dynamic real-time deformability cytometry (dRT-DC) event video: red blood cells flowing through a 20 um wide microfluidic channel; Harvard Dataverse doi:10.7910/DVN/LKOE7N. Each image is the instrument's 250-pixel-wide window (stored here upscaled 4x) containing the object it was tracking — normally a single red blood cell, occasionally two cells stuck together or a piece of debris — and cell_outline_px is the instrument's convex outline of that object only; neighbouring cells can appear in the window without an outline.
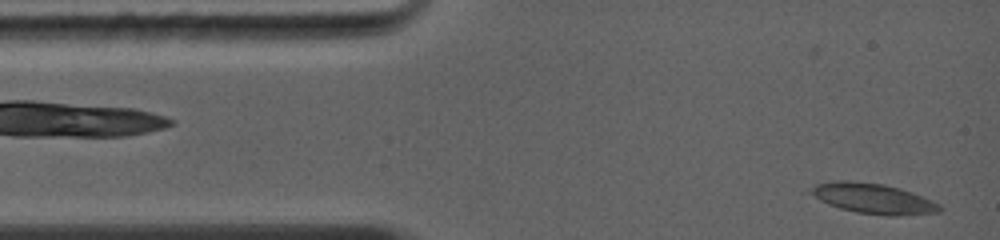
{"species": "common noctule bat (a hibernating species)", "species_latin": "Nyctalus noctula", "temperature_condition": "warm", "stored_images_in_passage": 21, "camera_frame_rate_fps": 5000, "um_per_image_px": 0.085, "animal": {"sex": "female", "body_mass_g": 19.0, "forearm_length_mm": 56.7}, "frame": {"image": 1, "passage_image": 1, "time_ms": 0.0, "image_size_px": [1000, 240], "cell_outline_px": [[944, 208], [940, 212], [892, 216], [856, 212], [840, 208], [828, 204], [804, 192], [816, 184], [832, 180], [848, 180], [884, 184], [900, 188], [912, 192], [932, 200], [940, 204]], "centroid_in_image_um": [74.18, 16.86], "position_along_channel_um": 10.8, "area_um2": 23.0}}
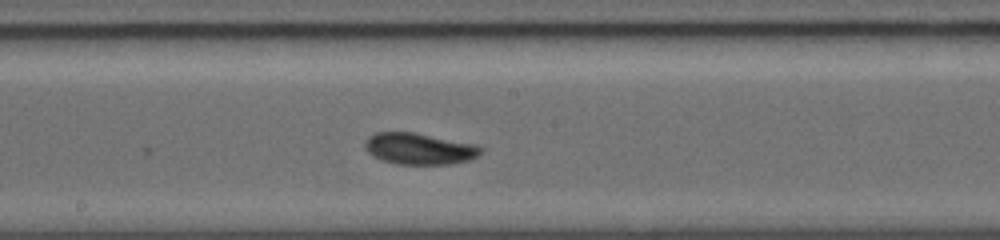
{"frame": {"image": 2, "passage_image": 12, "time_ms": 6.0, "image_size_px": [1000, 240], "cell_outline_px": [[484, 148], [472, 160], [448, 164], [396, 164], [380, 160], [372, 156], [364, 148], [364, 140], [368, 136], [376, 132], [412, 132], [476, 144]], "centroid_in_image_um": [35.6, 12.64], "position_along_channel_um": 212.6, "area_um2": 21.39}}
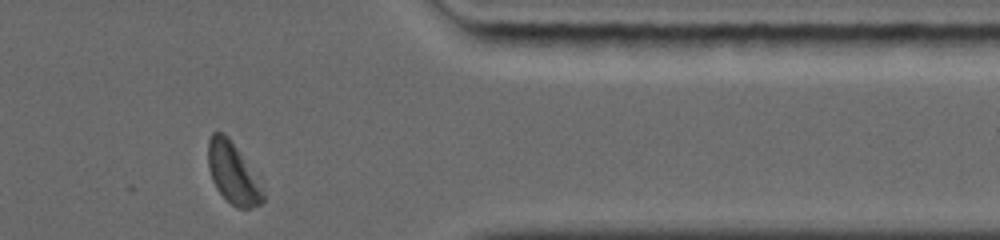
{"frame": {"image": 3, "passage_image": 20, "time_ms": 10.4, "image_size_px": [1000, 240], "cell_outline_px": [[264, 200], [260, 204], [248, 208], [236, 208], [216, 188], [212, 180], [208, 168], [208, 140], [212, 132], [224, 132], [228, 136], [236, 148], [264, 192]], "centroid_in_image_um": [19.74, 14.71], "position_along_channel_um": 391.7, "area_um2": 18.84}, "authors_computed_cell_mechanics": {"area_um2": 20.7502, "velocity_mm_per_s": 4.3596, "shape_relaxation_time_tau1_ms": 2.8172, "shape_relaxation_time_tau2_ms": 2.3611, "deformation_change_tau1": 0.1333, "deformation_change_tau2": 0.0563}}